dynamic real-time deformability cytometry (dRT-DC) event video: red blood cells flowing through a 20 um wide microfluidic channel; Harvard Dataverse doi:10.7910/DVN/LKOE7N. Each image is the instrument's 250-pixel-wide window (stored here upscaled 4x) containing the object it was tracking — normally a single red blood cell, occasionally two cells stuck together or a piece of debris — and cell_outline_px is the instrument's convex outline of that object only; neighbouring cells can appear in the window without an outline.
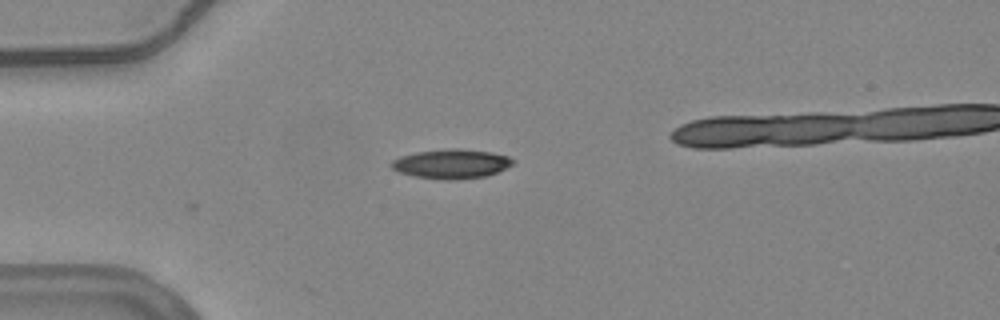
{"species": "common noctule bat (a hibernating species)", "species_latin": "Nyctalus noctula", "temperature_condition": "warm", "stored_images_in_passage": 31, "camera_frame_rate_fps": 3000, "um_per_image_px": 0.085, "animal": {"sex": "female", "body_mass_g": 24.6, "forearm_length_mm": 56.2}, "frame": {"image": 1, "passage_image": 1, "time_ms": 0.0, "image_size_px": [1000, 320], "cell_outline_px": [[512, 164], [488, 176], [452, 180], [444, 180], [416, 176], [400, 172], [392, 168], [388, 164], [392, 160], [400, 156], [416, 152], [452, 148], [460, 148], [492, 152], [508, 156], [512, 160]], "centroid_in_image_um": [38.34, 13.92], "position_along_channel_um": 46.7, "area_um2": 20.69}}
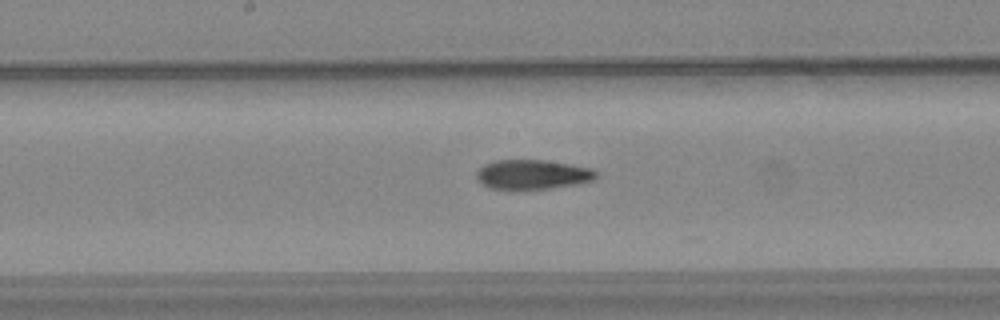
{"frame": {"image": 2, "passage_image": 15, "time_ms": 4.667, "image_size_px": [1000, 320], "cell_outline_px": [[596, 176], [592, 180], [576, 184], [552, 188], [488, 188], [476, 180], [476, 172], [484, 164], [492, 160], [544, 160], [592, 168], [596, 172]], "centroid_in_image_um": [45.21, 14.81], "position_along_channel_um": 203.0, "area_um2": 20.35}}
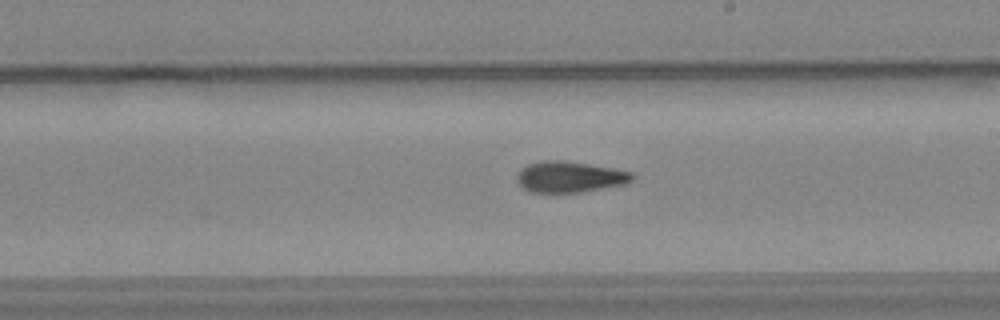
{"frame": {"image": 3, "passage_image": 18, "time_ms": 5.667, "image_size_px": [1000, 320], "cell_outline_px": [[636, 176], [632, 180], [624, 184], [580, 192], [528, 192], [516, 180], [516, 176], [520, 168], [528, 164], [544, 160], [564, 160], [612, 168], [632, 172]], "centroid_in_image_um": [48.4, 15.03], "position_along_channel_um": 240.6, "area_um2": 20.81}, "authors_computed_cell_mechanics": {"area_um2": 20.808, "velocity_mm_per_s": 3.7766, "shape_relaxation_time_tau1_ms": null, "shape_relaxation_time_tau2_ms": 2.4533, "deformation_change_tau1": null, "deformation_change_tau2": 0.1023}}